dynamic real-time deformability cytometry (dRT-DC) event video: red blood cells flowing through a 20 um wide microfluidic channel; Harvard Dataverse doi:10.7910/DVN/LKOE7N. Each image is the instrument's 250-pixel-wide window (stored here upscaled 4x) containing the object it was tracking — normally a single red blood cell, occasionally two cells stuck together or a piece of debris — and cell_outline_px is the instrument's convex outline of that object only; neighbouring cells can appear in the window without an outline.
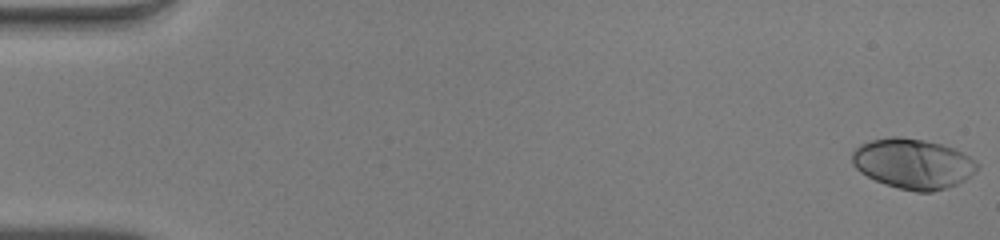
{"species": "human", "species_latin": "Homo sapiens", "temperature_condition": "warm", "stored_images_in_passage": 51, "camera_frame_rate_fps": 3000, "um_per_image_px": 0.085, "donor": {"sex": "male"}, "frame": {"image": 1, "passage_image": 1, "time_ms": 0.0, "image_size_px": [1000, 240], "cell_outline_px": [[980, 168], [964, 180], [956, 184], [932, 192], [916, 192], [884, 184], [860, 172], [852, 164], [852, 152], [860, 144], [872, 140], [892, 136], [900, 136], [924, 140], [940, 144], [964, 152], [976, 160], [980, 164]], "centroid_in_image_um": [77.62, 13.9], "position_along_channel_um": 7.4, "area_um2": 36.59}}
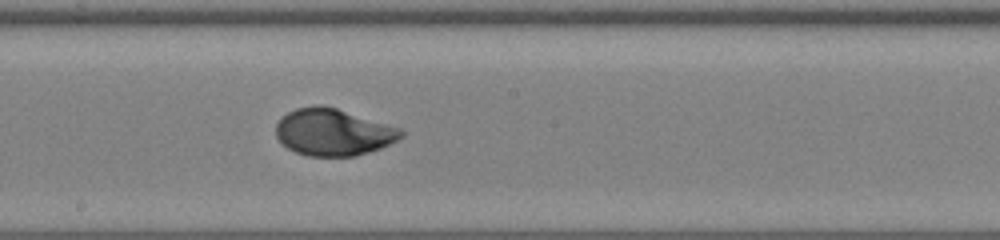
{"frame": {"image": 2, "passage_image": 29, "time_ms": 9.333, "image_size_px": [1000, 240], "cell_outline_px": [[404, 136], [380, 148], [356, 156], [308, 156], [296, 152], [288, 148], [276, 136], [276, 124], [288, 112], [296, 108], [316, 104], [324, 104], [400, 128], [404, 132]], "centroid_in_image_um": [28.32, 11.22], "position_along_channel_um": 219.9, "area_um2": 34.04}}
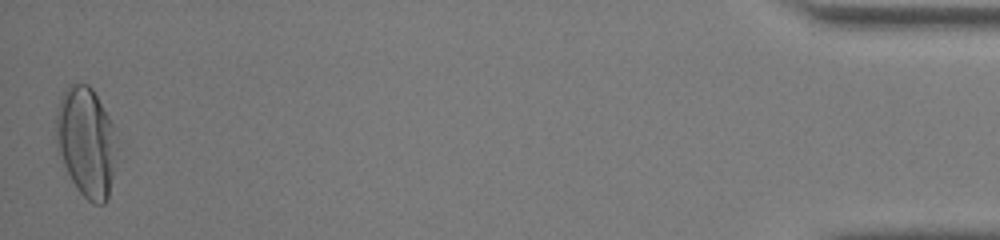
{"frame": {"image": 3, "passage_image": 51, "time_ms": 16.667, "image_size_px": [1000, 240], "cell_outline_px": [[112, 176], [108, 196], [104, 204], [96, 204], [88, 200], [76, 188], [56, 148], [56, 116], [60, 96], [68, 84], [88, 84], [92, 88], [108, 116], [112, 124]], "centroid_in_image_um": [7.25, 12.02], "position_along_channel_um": 428.0, "area_um2": 37.57}, "authors_computed_cell_mechanics": {"area_um2": 34.2754, "velocity_mm_per_s": 4.0623, "shape_relaxation_time_tau1_ms": 3.5633, "shape_relaxation_time_tau2_ms": null, "deformation_change_tau1": 0.2004, "deformation_change_tau2": null}}